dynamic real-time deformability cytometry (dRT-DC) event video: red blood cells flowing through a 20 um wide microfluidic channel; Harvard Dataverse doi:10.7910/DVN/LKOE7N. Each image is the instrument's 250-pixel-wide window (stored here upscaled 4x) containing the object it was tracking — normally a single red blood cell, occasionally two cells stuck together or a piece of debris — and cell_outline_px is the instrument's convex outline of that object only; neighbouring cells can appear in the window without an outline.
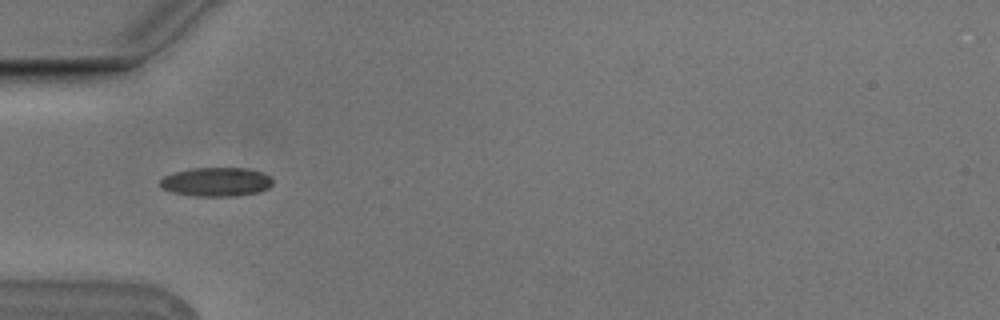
{"species": "Egyptian fruit bat (a non-hibernating species)", "species_latin": "Rousettus aegyptiacus", "temperature_condition": "cold", "stored_images_in_passage": 6, "camera_frame_rate_fps": 3000, "um_per_image_px": 0.085, "animal": {"sex": "male"}, "frame": {"image": 1, "passage_image": 6, "time_ms": 1.667, "image_size_px": [1000, 320], "cell_outline_px": [[272, 184], [268, 188], [260, 192], [236, 196], [196, 196], [172, 192], [160, 188], [160, 180], [164, 176], [176, 172], [192, 168], [244, 168], [264, 172], [272, 180]], "centroid_in_image_um": [18.38, 15.46], "position_along_channel_um": 66.6, "area_um2": 19.02}}